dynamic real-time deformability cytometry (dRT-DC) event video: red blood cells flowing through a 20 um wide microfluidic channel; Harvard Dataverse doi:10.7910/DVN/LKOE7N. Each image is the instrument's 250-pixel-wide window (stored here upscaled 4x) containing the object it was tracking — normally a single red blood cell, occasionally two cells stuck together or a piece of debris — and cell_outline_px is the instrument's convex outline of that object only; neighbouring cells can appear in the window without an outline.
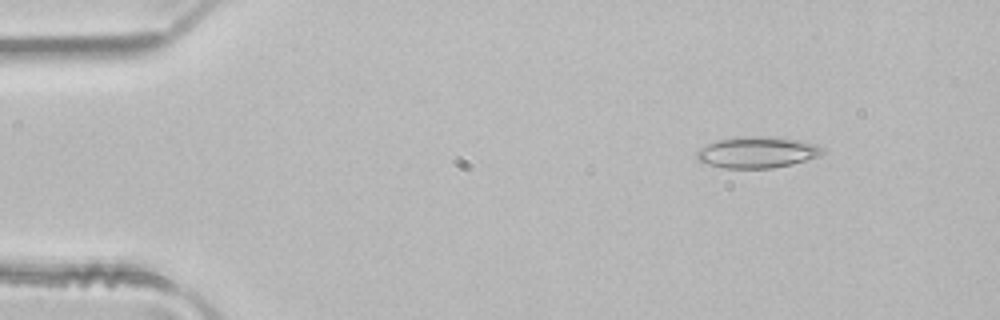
{"species": "common noctule bat (a hibernating species)", "species_latin": "Nyctalus noctula", "temperature_condition": "room temperature", "stored_images_in_passage": 2, "camera_frame_rate_fps": 3000, "um_per_image_px": 0.085, "animal": {"sex": "male", "body_mass_g": 21.5, "forearm_length_mm": 52.0}, "frame": {"image": 1, "passage_image": 2, "time_ms": 0.333, "image_size_px": [1000, 320], "cell_outline_px": [[824, 152], [820, 156], [792, 164], [772, 168], [724, 168], [708, 164], [696, 160], [696, 152], [700, 148], [708, 144], [720, 140], [744, 136], [760, 136], [800, 140], [816, 144], [824, 148]], "centroid_in_image_um": [64.37, 12.95], "position_along_channel_um": 20.6, "area_um2": 22.83}}